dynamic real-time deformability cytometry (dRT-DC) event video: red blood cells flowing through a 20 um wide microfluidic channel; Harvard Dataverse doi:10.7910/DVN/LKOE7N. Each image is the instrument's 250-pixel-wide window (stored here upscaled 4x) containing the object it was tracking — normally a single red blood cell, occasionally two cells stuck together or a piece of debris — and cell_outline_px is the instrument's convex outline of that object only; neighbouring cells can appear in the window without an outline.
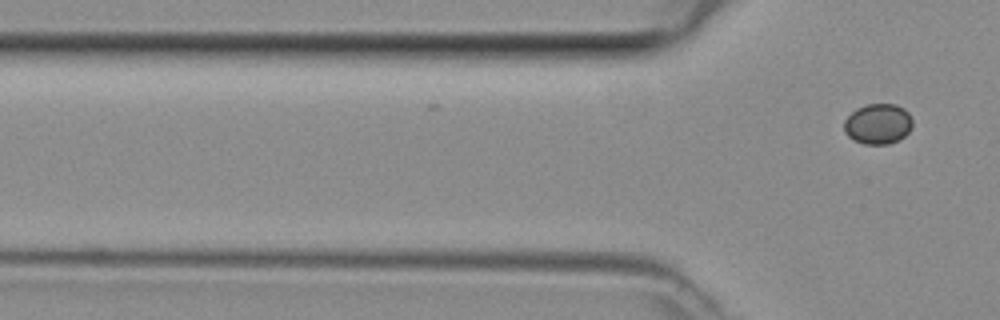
{"species": "common noctule bat (a hibernating species)", "species_latin": "Nyctalus noctula", "temperature_condition": "room temperature", "stored_images_in_passage": 6, "camera_frame_rate_fps": 3000, "um_per_image_px": 0.085, "animal": {"sex": "female", "body_mass_g": 29.2, "forearm_length_mm": 56.3}, "frame": {"image": 1, "passage_image": 6, "time_ms": 1.667, "image_size_px": [1000, 320], "cell_outline_px": [[912, 128], [904, 136], [888, 144], [864, 144], [852, 140], [844, 132], [844, 120], [856, 108], [868, 104], [896, 104], [904, 108], [908, 112], [912, 120]], "centroid_in_image_um": [74.61, 10.53], "position_along_channel_um": 51.2, "area_um2": 16.18}}